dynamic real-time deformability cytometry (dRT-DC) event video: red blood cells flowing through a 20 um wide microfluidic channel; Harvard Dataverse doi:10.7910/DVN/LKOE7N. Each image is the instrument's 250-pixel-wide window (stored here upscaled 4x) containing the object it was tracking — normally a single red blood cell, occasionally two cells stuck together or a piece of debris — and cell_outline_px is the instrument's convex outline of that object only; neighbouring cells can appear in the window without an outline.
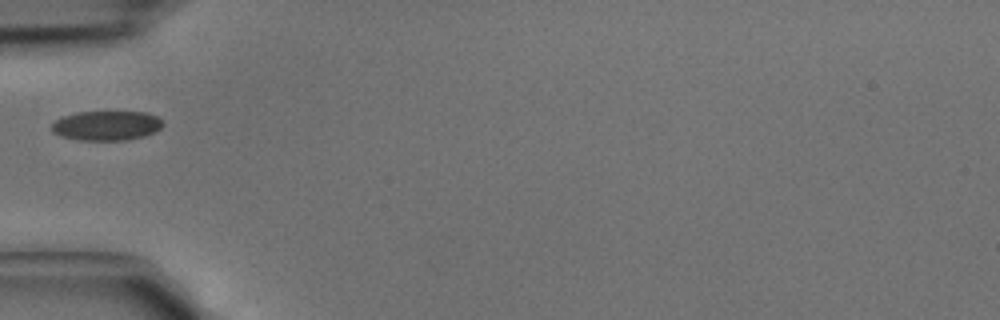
{"species": "common noctule bat (a hibernating species)", "species_latin": "Nyctalus noctula", "temperature_condition": "cold", "stored_images_in_passage": 2, "camera_frame_rate_fps": 3000, "um_per_image_px": 0.085, "animal": {"sex": "male", "body_mass_g": 15.6}, "frame": {"image": 1, "passage_image": 2, "time_ms": 0.333, "image_size_px": [1000, 320], "cell_outline_px": [[164, 124], [160, 128], [144, 136], [124, 140], [80, 140], [60, 136], [52, 132], [52, 124], [56, 120], [64, 116], [76, 112], [148, 112], [156, 116]], "centroid_in_image_um": [9.04, 10.67], "position_along_channel_um": 76.0, "area_um2": 19.02}}